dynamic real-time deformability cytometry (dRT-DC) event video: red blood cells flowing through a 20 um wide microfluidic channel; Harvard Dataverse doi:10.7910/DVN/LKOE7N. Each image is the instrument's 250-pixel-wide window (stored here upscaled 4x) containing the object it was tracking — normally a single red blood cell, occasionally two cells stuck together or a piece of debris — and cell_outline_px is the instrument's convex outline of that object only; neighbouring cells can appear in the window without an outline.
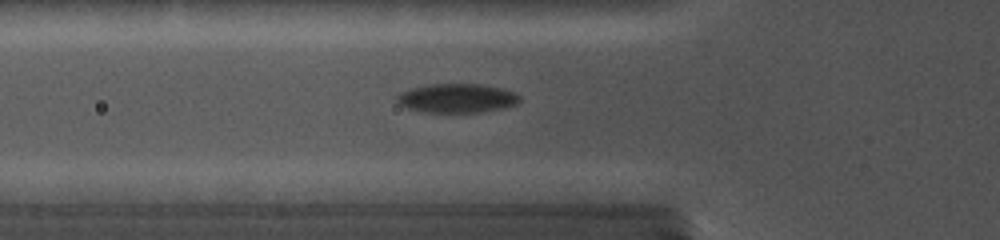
{"species": "common noctule bat (a hibernating species)", "species_latin": "Nyctalus noctula", "temperature_condition": "cold", "stored_images_in_passage": 13, "camera_frame_rate_fps": 5000, "um_per_image_px": 0.085, "animal": {"sex": "female", "body_mass_g": 19.0, "forearm_length_mm": 56.7}, "frame": {"image": 1, "passage_image": 11, "time_ms": 4.6, "image_size_px": [1000, 240], "cell_outline_px": [[520, 100], [516, 104], [504, 108], [480, 112], [420, 112], [408, 108], [400, 104], [396, 100], [396, 96], [400, 92], [412, 88], [428, 84], [480, 84], [504, 88], [516, 92], [520, 96]], "centroid_in_image_um": [38.86, 8.34], "position_along_channel_um": 86.9, "area_um2": 20.92}}